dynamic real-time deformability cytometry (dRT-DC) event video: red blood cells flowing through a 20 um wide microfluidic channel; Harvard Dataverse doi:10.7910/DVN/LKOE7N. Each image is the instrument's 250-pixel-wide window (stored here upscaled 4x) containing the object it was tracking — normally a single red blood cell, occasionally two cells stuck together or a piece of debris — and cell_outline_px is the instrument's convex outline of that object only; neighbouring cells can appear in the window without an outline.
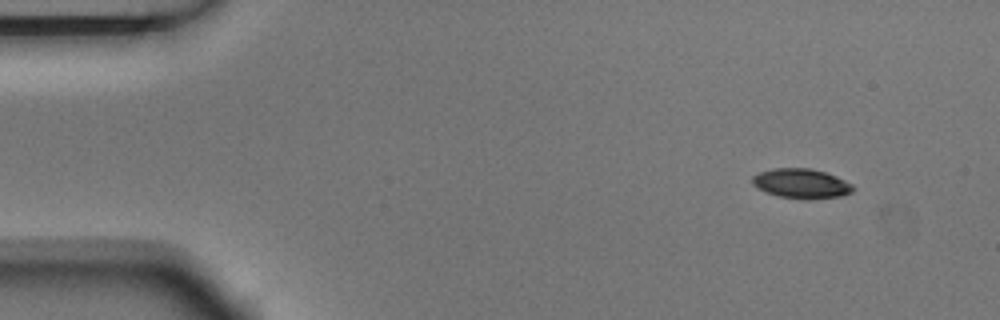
{"species": "Egyptian fruit bat (a non-hibernating species)", "species_latin": "Rousettus aegyptiacus", "temperature_condition": "room temperature", "stored_images_in_passage": 4, "camera_frame_rate_fps": 3000, "um_per_image_px": 0.085, "animal": {"sex": "male"}, "frame": {"image": 1, "passage_image": 1, "time_ms": 0.0, "image_size_px": [1000, 320], "cell_outline_px": [[856, 188], [852, 192], [840, 196], [808, 200], [780, 196], [756, 188], [752, 184], [752, 176], [760, 172], [772, 168], [812, 168], [836, 176], [852, 184]], "centroid_in_image_um": [68.12, 15.6], "position_along_channel_um": 16.9, "area_um2": 17.46}}
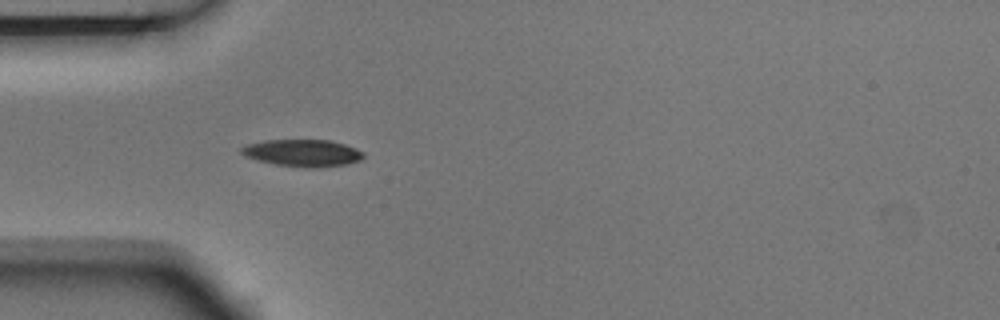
{"frame": {"image": 2, "passage_image": 4, "time_ms": 1.0, "image_size_px": [1000, 320], "cell_outline_px": [[364, 156], [360, 160], [344, 164], [320, 168], [304, 168], [276, 164], [256, 160], [244, 156], [240, 152], [240, 148], [248, 144], [264, 140], [328, 140], [344, 144], [356, 148], [364, 152]], "centroid_in_image_um": [25.71, 13.01], "position_along_channel_um": 59.3, "area_um2": 19.31}}